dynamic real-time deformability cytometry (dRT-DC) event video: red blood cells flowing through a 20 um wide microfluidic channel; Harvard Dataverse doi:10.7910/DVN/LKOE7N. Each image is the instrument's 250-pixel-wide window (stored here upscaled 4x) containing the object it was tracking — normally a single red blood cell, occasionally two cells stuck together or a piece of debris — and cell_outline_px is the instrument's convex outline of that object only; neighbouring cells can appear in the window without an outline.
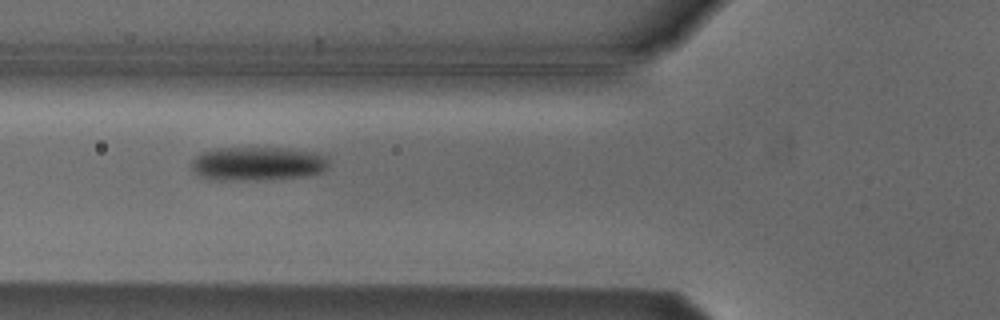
{"species": "Egyptian fruit bat (a non-hibernating species)", "species_latin": "Rousettus aegyptiacus", "temperature_condition": "cold", "stored_images_in_passage": 9, "camera_frame_rate_fps": 3000, "um_per_image_px": 0.085, "animal": {"sex": "male"}, "frame": {"image": 1, "passage_image": 6, "time_ms": 6.0, "image_size_px": [1000, 320], "cell_outline_px": [[328, 168], [324, 172], [304, 176], [256, 180], [216, 180], [200, 176], [192, 168], [192, 160], [196, 156], [204, 152], [216, 148], [292, 148], [312, 152], [328, 156]], "centroid_in_image_um": [21.94, 13.91], "position_along_channel_um": 103.9, "area_um2": 27.11}}
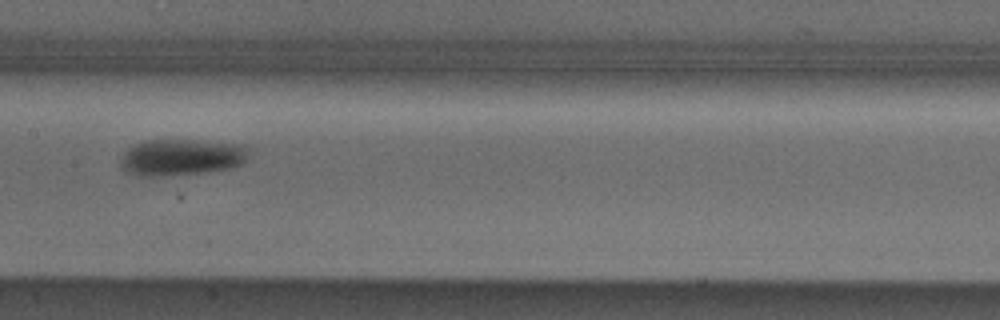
{"frame": {"image": 2, "passage_image": 8, "time_ms": 8.333, "image_size_px": [1000, 320], "cell_outline_px": [[248, 156], [240, 164], [228, 168], [204, 172], [164, 176], [140, 176], [128, 172], [120, 168], [120, 164], [124, 152], [128, 148], [144, 140], [192, 140], [244, 144], [248, 148]], "centroid_in_image_um": [15.4, 13.36], "position_along_channel_um": 192.0, "area_um2": 27.17}}